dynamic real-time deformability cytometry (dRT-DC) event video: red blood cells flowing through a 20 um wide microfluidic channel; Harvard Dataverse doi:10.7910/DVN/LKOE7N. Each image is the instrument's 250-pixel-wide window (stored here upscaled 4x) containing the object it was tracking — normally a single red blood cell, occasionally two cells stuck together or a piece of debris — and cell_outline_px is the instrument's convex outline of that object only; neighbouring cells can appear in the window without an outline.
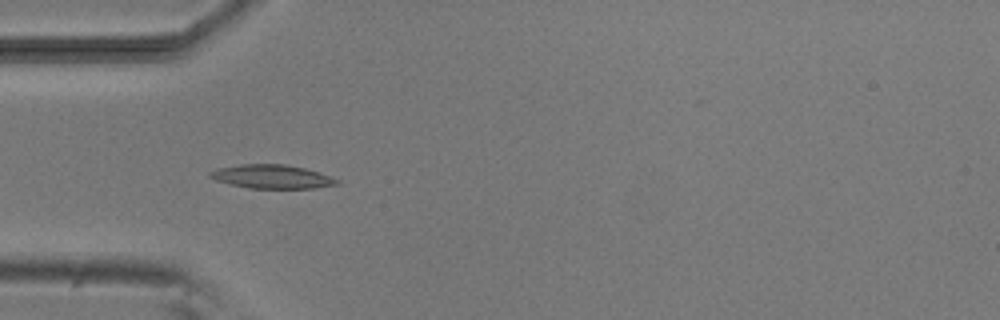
{"species": "common noctule bat (a hibernating species)", "species_latin": "Nyctalus noctula", "temperature_condition": "room temperature", "stored_images_in_passage": 48, "camera_frame_rate_fps": 3000, "um_per_image_px": 0.085, "animal": {"sex": "male", "body_mass_g": 20.5, "forearm_length_mm": 52.5}, "frame": {"image": 1, "passage_image": 11, "time_ms": 3.333, "image_size_px": [1000, 320], "cell_outline_px": [[340, 184], [312, 188], [248, 188], [216, 180], [208, 176], [208, 172], [216, 168], [240, 164], [284, 164], [304, 168], [320, 172], [340, 180]], "centroid_in_image_um": [23.11, 15.0], "position_along_channel_um": 61.9, "area_um2": 17.57}}
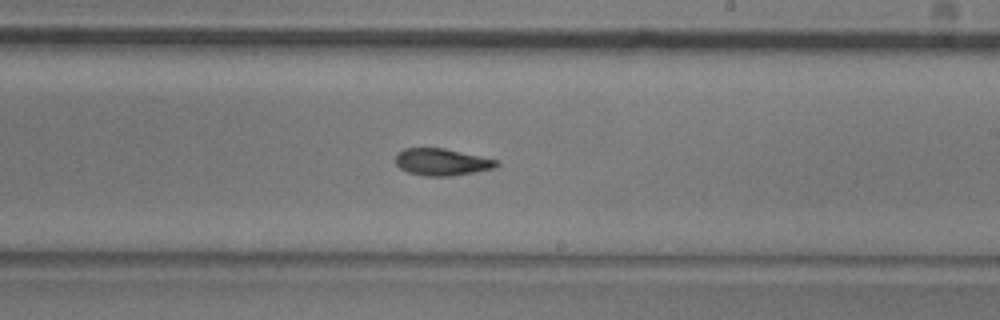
{"frame": {"image": 2, "passage_image": 26, "time_ms": 8.333, "image_size_px": [1000, 320], "cell_outline_px": [[500, 164], [492, 168], [452, 176], [428, 176], [408, 172], [400, 168], [396, 164], [396, 156], [404, 148], [444, 148], [500, 160]], "centroid_in_image_um": [37.58, 13.76], "position_along_channel_um": 251.4, "area_um2": 15.72}}
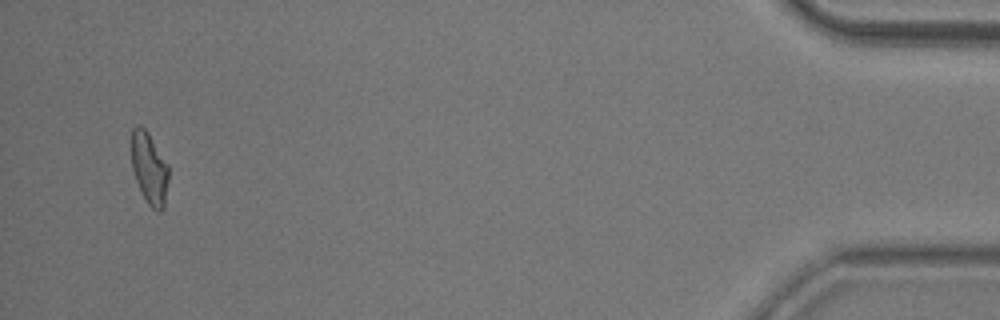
{"frame": {"image": 3, "passage_image": 46, "time_ms": 15.0, "image_size_px": [1000, 320], "cell_outline_px": [[168, 180], [164, 208], [160, 212], [152, 208], [148, 204], [136, 180], [132, 168], [132, 128], [136, 124], [140, 124], [148, 132], [168, 164]], "centroid_in_image_um": [12.7, 14.29], "position_along_channel_um": 422.5, "area_um2": 15.43}, "authors_computed_cell_mechanics": {"area_um2": 15.9817, "velocity_mm_per_s": 3.8014, "shape_relaxation_time_tau1_ms": 4.5994, "shape_relaxation_time_tau2_ms": 3.9598, "deformation_change_tau1": 0.1615, "deformation_change_tau2": 0.1207}}